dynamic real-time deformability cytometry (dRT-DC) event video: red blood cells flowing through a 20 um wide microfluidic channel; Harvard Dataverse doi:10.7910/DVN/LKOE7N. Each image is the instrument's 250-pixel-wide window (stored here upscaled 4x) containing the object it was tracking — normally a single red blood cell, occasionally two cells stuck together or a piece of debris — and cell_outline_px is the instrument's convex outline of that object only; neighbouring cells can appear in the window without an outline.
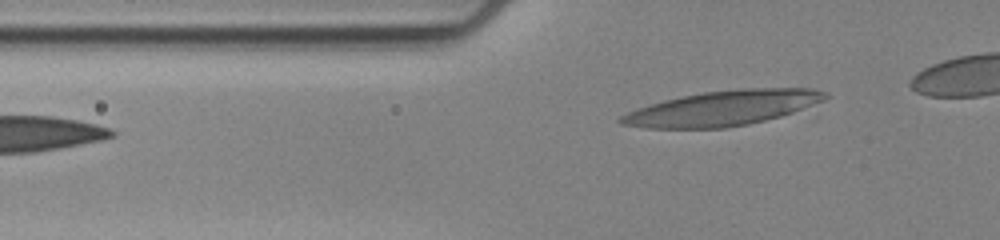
{"species": "human", "species_latin": "Homo sapiens", "temperature_condition": "cold", "stored_images_in_passage": 36, "camera_frame_rate_fps": 3000, "um_per_image_px": 0.085, "donor": {"sex": "female"}, "frame": {"image": 1, "passage_image": 2, "time_ms": 0.333, "image_size_px": [1000, 240], "cell_outline_px": [[828, 96], [824, 100], [792, 112], [780, 116], [748, 124], [724, 128], [644, 128], [620, 124], [616, 120], [620, 116], [636, 108], [664, 100], [704, 92], [740, 88], [812, 88], [824, 92]], "centroid_in_image_um": [61.37, 9.2], "position_along_channel_um": 64.4, "area_um2": 41.33}}
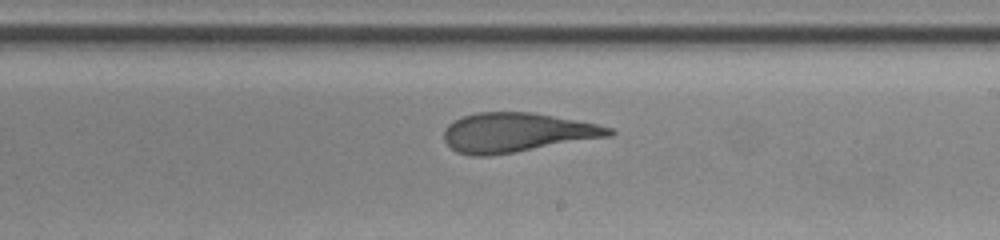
{"frame": {"image": 2, "passage_image": 19, "time_ms": 6.0, "image_size_px": [1000, 240], "cell_outline_px": [[616, 132], [612, 136], [488, 156], [472, 156], [456, 152], [444, 140], [444, 128], [448, 124], [464, 116], [476, 112], [532, 112], [596, 124], [612, 128]], "centroid_in_image_um": [43.91, 11.26], "position_along_channel_um": 245.1, "area_um2": 37.57}}
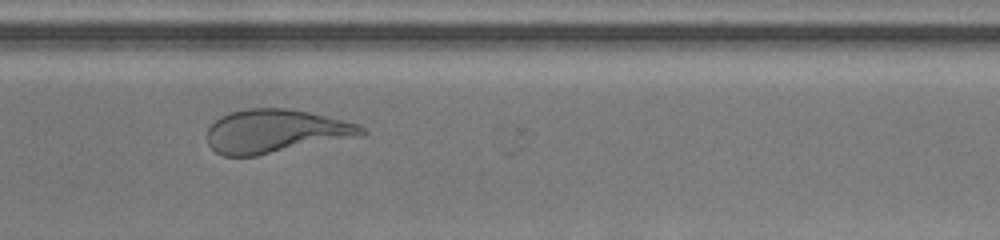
{"frame": {"image": 3, "passage_image": 28, "time_ms": 9.0, "image_size_px": [1000, 240], "cell_outline_px": [[368, 132], [364, 136], [256, 156], [224, 156], [216, 152], [208, 144], [208, 128], [220, 116], [232, 112], [248, 108], [288, 108], [308, 112], [360, 124]], "centroid_in_image_um": [23.47, 11.16], "position_along_channel_um": 347.1, "area_um2": 39.3}}